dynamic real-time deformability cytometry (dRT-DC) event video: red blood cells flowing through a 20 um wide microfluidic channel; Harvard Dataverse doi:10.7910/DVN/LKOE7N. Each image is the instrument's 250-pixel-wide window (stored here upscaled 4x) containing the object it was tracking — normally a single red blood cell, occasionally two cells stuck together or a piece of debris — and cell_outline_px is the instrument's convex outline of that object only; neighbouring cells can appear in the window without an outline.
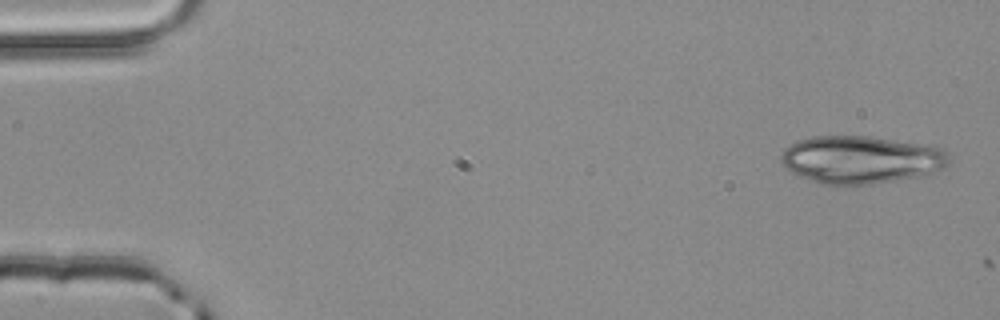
{"species": "common noctule bat (a hibernating species)", "species_latin": "Nyctalus noctula", "temperature_condition": "room temperature", "stored_images_in_passage": 2, "camera_frame_rate_fps": 3000, "um_per_image_px": 0.085, "animal": {"sex": "male", "body_mass_g": 20.4}, "frame": {"image": 1, "passage_image": 2, "time_ms": 0.333, "image_size_px": [1000, 320], "cell_outline_px": [[952, 160], [944, 168], [924, 176], [852, 188], [848, 188], [820, 184], [808, 180], [792, 172], [780, 160], [780, 152], [784, 148], [796, 140], [812, 136], [868, 136], [920, 144], [940, 148], [948, 152], [952, 156]], "centroid_in_image_um": [73.18, 13.61], "position_along_channel_um": 11.8, "area_um2": 47.97}}